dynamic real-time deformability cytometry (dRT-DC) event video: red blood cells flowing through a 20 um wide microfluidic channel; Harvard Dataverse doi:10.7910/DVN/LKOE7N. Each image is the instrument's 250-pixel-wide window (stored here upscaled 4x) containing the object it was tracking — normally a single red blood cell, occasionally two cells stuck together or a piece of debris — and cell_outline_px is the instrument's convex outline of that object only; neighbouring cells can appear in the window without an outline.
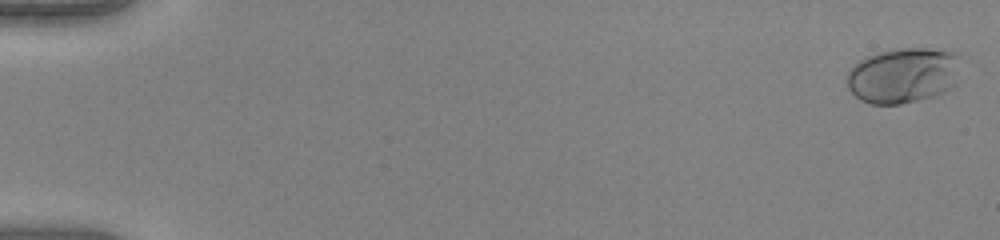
{"species": "human", "species_latin": "Homo sapiens", "temperature_condition": "warm", "stored_images_in_passage": 52, "camera_frame_rate_fps": 3000, "um_per_image_px": 0.085, "donor": {"sex": "female"}, "frame": {"image": 1, "passage_image": 1, "time_ms": 0.0, "image_size_px": [1000, 240], "cell_outline_px": [[960, 56], [956, 84], [944, 92], [932, 96], [900, 104], [872, 104], [860, 100], [848, 88], [844, 80], [848, 72], [860, 60], [868, 56], [884, 52], [904, 48], [924, 48], [944, 52]], "centroid_in_image_um": [76.74, 6.43], "position_along_channel_um": 8.3, "area_um2": 36.24}}
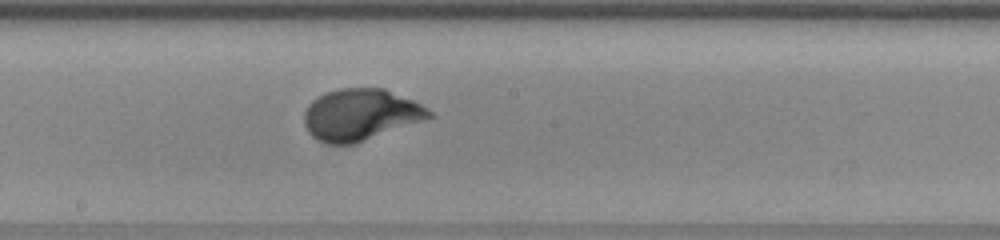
{"frame": {"image": 2, "passage_image": 30, "time_ms": 9.667, "image_size_px": [1000, 240], "cell_outline_px": [[436, 116], [356, 144], [328, 144], [312, 136], [308, 132], [304, 124], [304, 112], [308, 104], [312, 100], [328, 92], [340, 88], [384, 88], [412, 100], [428, 108]], "centroid_in_image_um": [30.66, 9.76], "position_along_channel_um": 217.5, "area_um2": 37.57}}
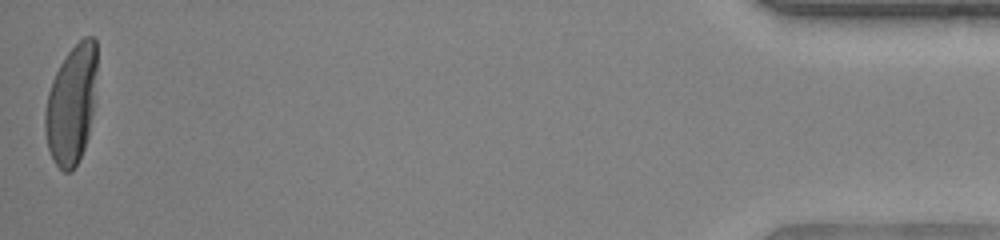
{"frame": {"image": 3, "passage_image": 52, "time_ms": 17.0, "image_size_px": [1000, 240], "cell_outline_px": [[96, 104], [88, 136], [84, 148], [72, 172], [64, 172], [56, 164], [48, 148], [44, 128], [44, 112], [48, 92], [52, 80], [60, 64], [68, 52], [84, 36], [92, 36], [96, 40]], "centroid_in_image_um": [6.09, 8.87], "position_along_channel_um": 429.1, "area_um2": 36.36}, "authors_computed_cell_mechanics": {"area_um2": 35.7782, "velocity_mm_per_s": 4.0331, "shape_relaxation_time_tau1_ms": 3.2872, "shape_relaxation_time_tau2_ms": null, "deformation_change_tau1": 0.2093, "deformation_change_tau2": null}}